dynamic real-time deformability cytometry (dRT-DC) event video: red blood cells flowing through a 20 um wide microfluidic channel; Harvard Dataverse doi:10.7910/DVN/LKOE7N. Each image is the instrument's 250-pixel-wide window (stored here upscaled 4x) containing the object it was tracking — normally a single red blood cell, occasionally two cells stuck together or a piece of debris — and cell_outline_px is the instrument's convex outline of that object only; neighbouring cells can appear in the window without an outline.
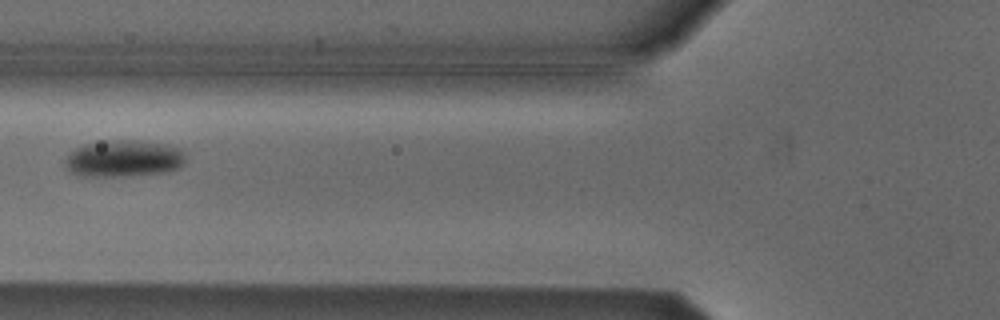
{"species": "Egyptian fruit bat (a non-hibernating species)", "species_latin": "Rousettus aegyptiacus", "temperature_condition": "cold", "stored_images_in_passage": 3, "camera_frame_rate_fps": 3000, "um_per_image_px": 0.085, "animal": {"sex": "male"}, "frame": {"image": 1, "passage_image": 3, "time_ms": 0.667, "image_size_px": [1000, 320], "cell_outline_px": [[184, 164], [176, 168], [164, 172], [120, 176], [80, 176], [64, 168], [64, 160], [76, 148], [84, 144], [104, 140], [132, 140], [168, 144], [180, 148], [184, 152]], "centroid_in_image_um": [10.49, 13.46], "position_along_channel_um": 115.3, "area_um2": 25.84}}